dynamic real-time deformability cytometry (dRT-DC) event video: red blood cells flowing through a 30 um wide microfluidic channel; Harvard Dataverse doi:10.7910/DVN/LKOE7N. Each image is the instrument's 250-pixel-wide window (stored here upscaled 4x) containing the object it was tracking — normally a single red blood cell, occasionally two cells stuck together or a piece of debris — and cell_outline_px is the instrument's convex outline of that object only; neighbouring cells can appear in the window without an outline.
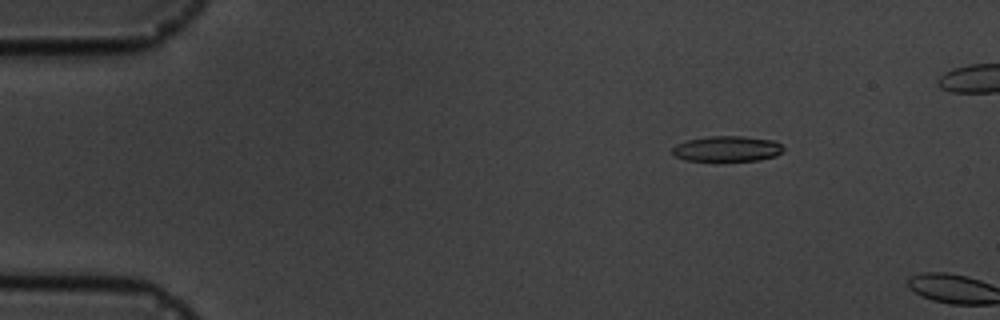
{"species": "common noctule bat (a hibernating species)", "species_latin": "Nyctalus noctula", "temperature_condition": "cold", "stored_images_in_passage": 3, "camera_frame_rate_fps": 3000, "um_per_image_px": 0.085, "animal": {"sex": "male", "body_mass_g": 19.5, "forearm_length_mm": 54.6}, "frame": {"image": 1, "passage_image": 2, "time_ms": 2.0, "image_size_px": [1000, 320], "cell_outline_px": [[784, 148], [776, 156], [760, 160], [684, 160], [672, 156], [672, 148], [676, 144], [688, 140], [708, 136], [744, 136], [776, 140]], "centroid_in_image_um": [61.79, 12.63], "position_along_channel_um": 23.2, "area_um2": 16.53}}